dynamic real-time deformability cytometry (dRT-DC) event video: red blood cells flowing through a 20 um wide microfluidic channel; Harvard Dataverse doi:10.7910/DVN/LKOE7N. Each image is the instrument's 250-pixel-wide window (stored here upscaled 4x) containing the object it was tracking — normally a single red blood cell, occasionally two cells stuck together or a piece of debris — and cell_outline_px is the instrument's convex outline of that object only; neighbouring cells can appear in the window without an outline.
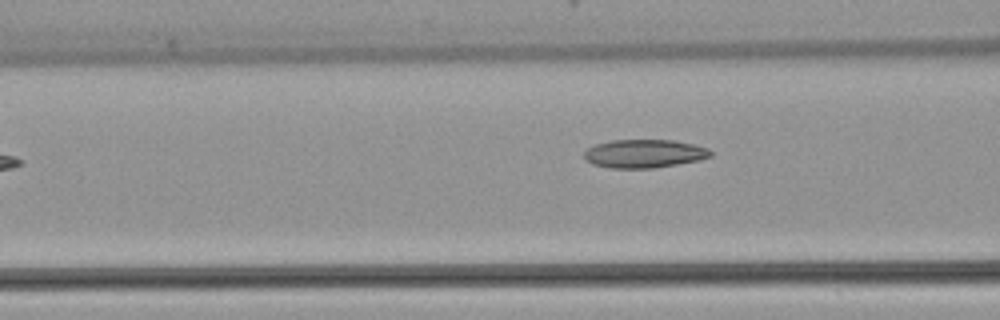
{"species": "common noctule bat (a hibernating species)", "species_latin": "Nyctalus noctula", "temperature_condition": "warm", "stored_images_in_passage": 4, "camera_frame_rate_fps": 3000, "um_per_image_px": 0.085, "animal": {"sex": "female", "body_mass_g": 22.7, "forearm_length_mm": 54.2}, "frame": {"image": 1, "passage_image": 4, "time_ms": 3.667, "image_size_px": [1000, 320], "cell_outline_px": [[712, 156], [700, 160], [656, 168], [608, 168], [592, 164], [584, 160], [584, 152], [588, 148], [596, 144], [612, 140], [676, 140], [708, 148], [712, 152]], "centroid_in_image_um": [54.75, 13.06], "position_along_channel_um": 111.8, "area_um2": 21.1}}